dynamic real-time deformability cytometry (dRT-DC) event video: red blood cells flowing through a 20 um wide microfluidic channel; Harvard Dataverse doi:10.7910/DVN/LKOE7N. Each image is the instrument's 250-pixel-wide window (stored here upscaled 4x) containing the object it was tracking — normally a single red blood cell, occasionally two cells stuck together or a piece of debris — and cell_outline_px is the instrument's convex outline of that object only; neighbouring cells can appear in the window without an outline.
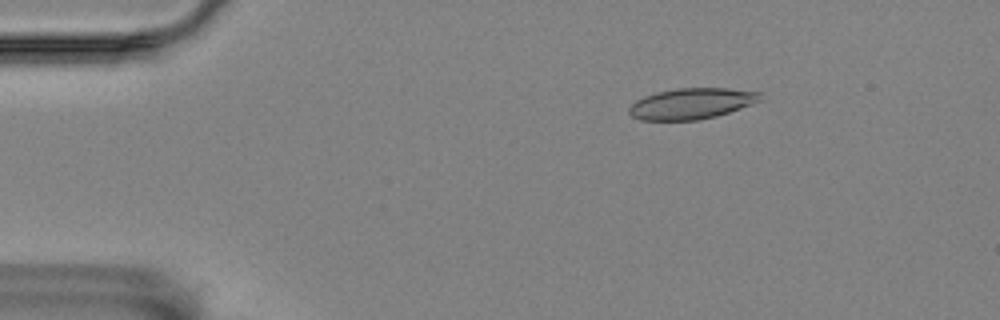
{"species": "Egyptian fruit bat (a non-hibernating species)", "species_latin": "Rousettus aegyptiacus", "temperature_condition": "room temperature", "stored_images_in_passage": 4, "camera_frame_rate_fps": 3000, "um_per_image_px": 0.085, "animal": {"sex": "female"}, "frame": {"image": 1, "passage_image": 2, "time_ms": 0.333, "image_size_px": [1000, 320], "cell_outline_px": [[760, 100], [740, 108], [716, 116], [700, 120], [640, 120], [632, 116], [628, 112], [628, 108], [636, 100], [644, 96], [656, 92], [676, 88], [728, 88], [760, 92]], "centroid_in_image_um": [58.73, 8.8], "position_along_channel_um": 26.3, "area_um2": 23.52}}